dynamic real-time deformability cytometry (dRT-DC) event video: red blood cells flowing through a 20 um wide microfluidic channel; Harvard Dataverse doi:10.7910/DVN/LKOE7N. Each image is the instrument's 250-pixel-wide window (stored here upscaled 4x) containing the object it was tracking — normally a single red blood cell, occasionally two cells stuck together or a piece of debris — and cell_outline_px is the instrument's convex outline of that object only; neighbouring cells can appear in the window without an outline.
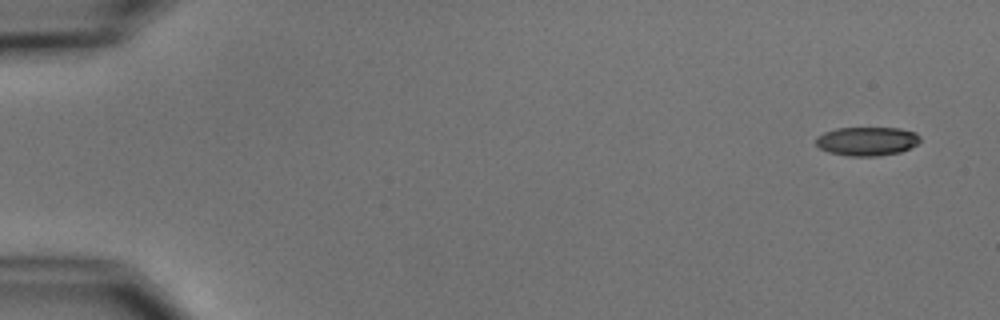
{"species": "common noctule bat (a hibernating species)", "species_latin": "Nyctalus noctula", "temperature_condition": "cold", "stored_images_in_passage": 5, "segment_of_instrument_passage": [1, 2], "camera_frame_rate_fps": 3000, "um_per_image_px": 0.085, "animal": {"sex": "male", "body_mass_g": 15.6}, "frame": {"image": 1, "passage_image": 1, "time_ms": 0.0, "image_size_px": [1000, 320], "cell_outline_px": [[920, 140], [916, 144], [900, 152], [876, 156], [848, 156], [828, 152], [820, 148], [816, 144], [816, 136], [824, 132], [836, 128], [900, 128], [916, 132], [920, 136]], "centroid_in_image_um": [73.67, 12.0], "position_along_channel_um": 11.3, "area_um2": 17.51}}
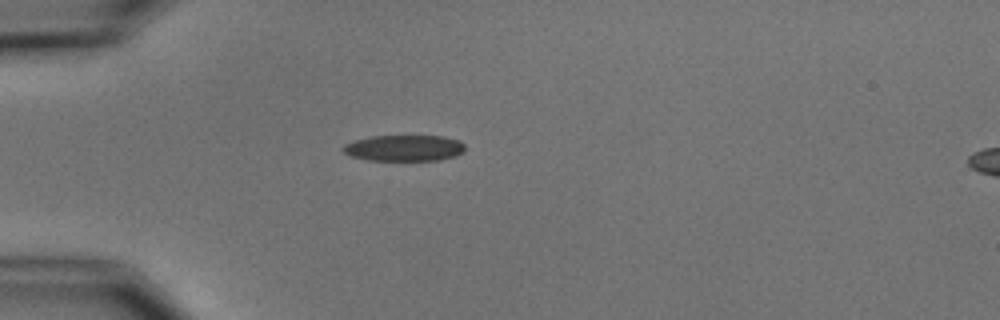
{"frame": {"image": 2, "passage_image": 4, "time_ms": 4.333, "image_size_px": [1000, 320], "cell_outline_px": [[464, 152], [456, 156], [440, 160], [368, 160], [352, 156], [344, 152], [340, 148], [344, 144], [352, 140], [372, 136], [444, 136], [460, 140], [464, 144]], "centroid_in_image_um": [34.36, 12.58], "position_along_channel_um": 50.6, "area_um2": 18.73}}